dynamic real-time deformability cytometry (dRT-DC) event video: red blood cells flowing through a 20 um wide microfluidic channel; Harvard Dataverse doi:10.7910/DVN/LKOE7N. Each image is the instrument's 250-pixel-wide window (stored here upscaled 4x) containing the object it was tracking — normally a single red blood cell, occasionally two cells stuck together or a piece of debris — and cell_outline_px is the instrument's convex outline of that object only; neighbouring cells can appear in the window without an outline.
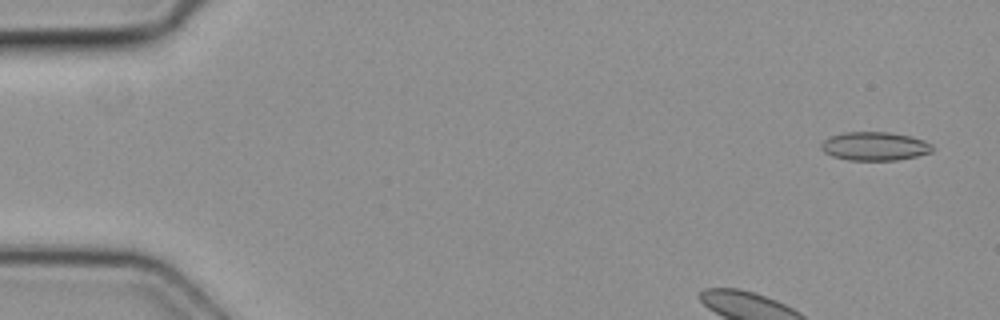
{"species": "common noctule bat (a hibernating species)", "species_latin": "Nyctalus noctula", "temperature_condition": "cold", "stored_images_in_passage": 4, "camera_frame_rate_fps": 3000, "um_per_image_px": 0.085, "animal": {"sex": "female", "body_mass_g": 19.3, "forearm_length_mm": 54.1}, "frame": {"image": 1, "passage_image": 1, "time_ms": 0.0, "image_size_px": [1000, 320], "cell_outline_px": [[932, 152], [916, 156], [896, 160], [848, 160], [832, 156], [824, 152], [820, 148], [820, 144], [828, 136], [844, 132], [888, 132], [912, 136], [924, 140], [932, 144]], "centroid_in_image_um": [74.32, 12.42], "position_along_channel_um": 10.7, "area_um2": 18.67}}
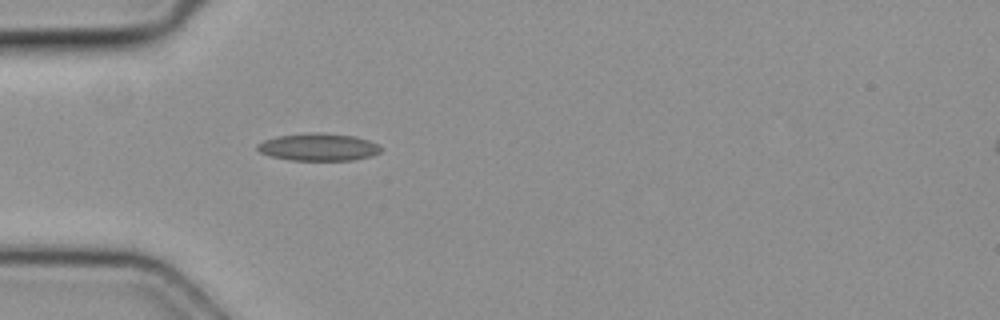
{"frame": {"image": 2, "passage_image": 4, "time_ms": 1.0, "image_size_px": [1000, 320], "cell_outline_px": [[380, 152], [372, 156], [352, 160], [288, 160], [272, 156], [260, 152], [256, 148], [256, 144], [264, 140], [276, 136], [316, 132], [356, 136], [368, 140], [376, 144], [380, 148]], "centroid_in_image_um": [27.04, 12.5], "position_along_channel_um": 58.0, "area_um2": 19.65}}